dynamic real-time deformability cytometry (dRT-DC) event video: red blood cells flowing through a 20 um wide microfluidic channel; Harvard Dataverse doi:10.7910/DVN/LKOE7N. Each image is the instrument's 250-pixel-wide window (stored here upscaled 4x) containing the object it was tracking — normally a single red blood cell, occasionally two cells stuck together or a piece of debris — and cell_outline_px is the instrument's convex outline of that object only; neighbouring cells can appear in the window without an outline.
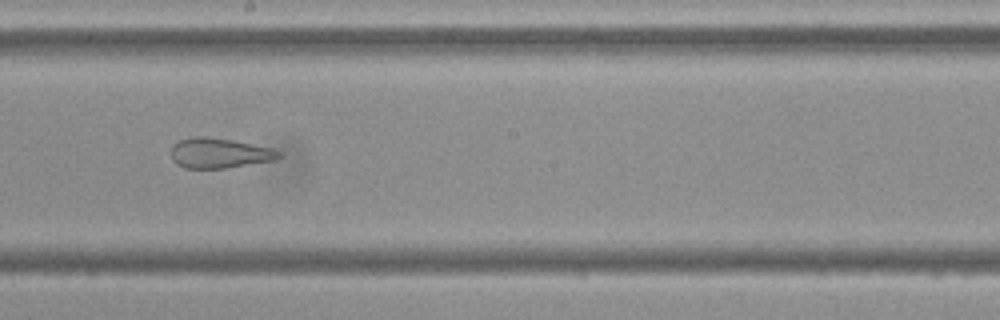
{"species": "Egyptian fruit bat (a non-hibernating species)", "species_latin": "Rousettus aegyptiacus", "temperature_condition": "cold", "stored_images_in_passage": 9, "camera_frame_rate_fps": 3000, "um_per_image_px": 0.085, "frame": {"image": 1, "passage_image": 8, "time_ms": 9.0, "image_size_px": [1000, 320], "cell_outline_px": [[284, 156], [276, 160], [224, 168], [184, 168], [176, 164], [172, 160], [172, 144], [180, 140], [192, 136], [204, 136], [232, 140], [272, 148], [280, 152]], "centroid_in_image_um": [18.65, 13.01], "position_along_channel_um": 229.6, "area_um2": 18.96}}